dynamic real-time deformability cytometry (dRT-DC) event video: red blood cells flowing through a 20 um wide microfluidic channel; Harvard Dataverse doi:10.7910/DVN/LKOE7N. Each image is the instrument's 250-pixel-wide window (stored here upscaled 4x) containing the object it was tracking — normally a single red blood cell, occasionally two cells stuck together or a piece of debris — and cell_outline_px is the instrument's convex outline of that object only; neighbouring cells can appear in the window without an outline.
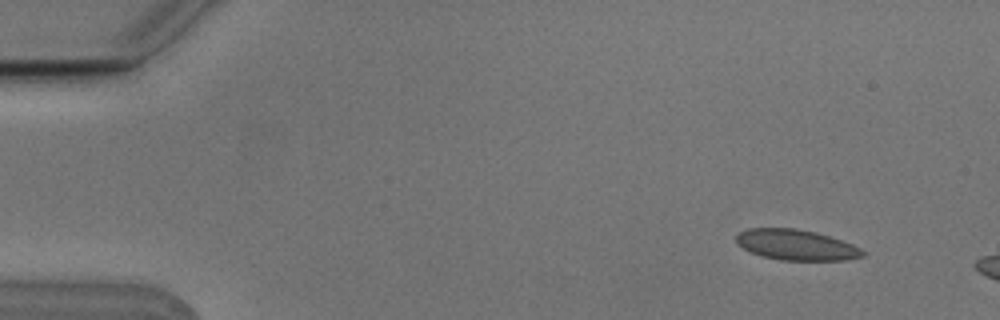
{"species": "Egyptian fruit bat (a non-hibernating species)", "species_latin": "Rousettus aegyptiacus", "temperature_condition": "cold", "stored_images_in_passage": 3, "camera_frame_rate_fps": 3000, "um_per_image_px": 0.085, "animal": {"sex": "male"}, "frame": {"image": 1, "passage_image": 1, "time_ms": 0.0, "image_size_px": [1000, 320], "cell_outline_px": [[868, 252], [864, 256], [848, 260], [780, 260], [760, 256], [744, 248], [736, 240], [736, 236], [740, 232], [748, 228], [796, 228], [816, 232], [852, 244]], "centroid_in_image_um": [67.71, 20.82], "position_along_channel_um": 17.3, "area_um2": 22.48}}